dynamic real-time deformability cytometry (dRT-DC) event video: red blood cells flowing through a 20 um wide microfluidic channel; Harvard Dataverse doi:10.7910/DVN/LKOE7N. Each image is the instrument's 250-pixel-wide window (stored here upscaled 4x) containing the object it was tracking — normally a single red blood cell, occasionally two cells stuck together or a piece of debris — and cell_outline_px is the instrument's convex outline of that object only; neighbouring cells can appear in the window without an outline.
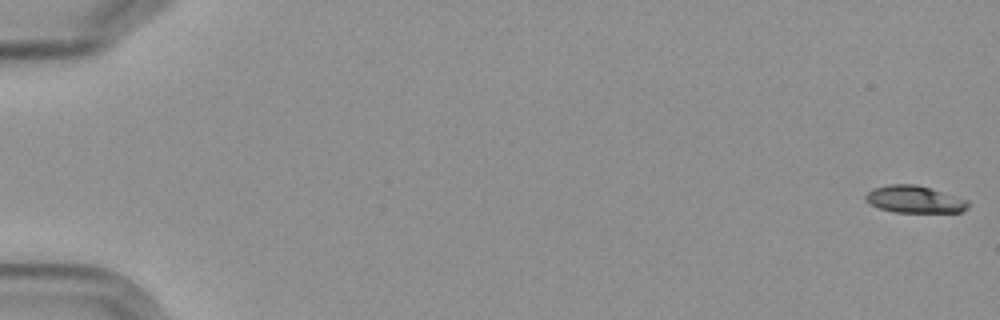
{"species": "Egyptian fruit bat (a non-hibernating species)", "species_latin": "Rousettus aegyptiacus", "temperature_condition": "cold", "stored_images_in_passage": 6, "camera_frame_rate_fps": 3000, "um_per_image_px": 0.085, "frame": {"image": 1, "passage_image": 1, "time_ms": 0.0, "image_size_px": [1000, 320], "cell_outline_px": [[968, 208], [960, 212], [896, 212], [880, 208], [872, 204], [864, 196], [872, 188], [888, 184], [916, 184], [968, 200]], "centroid_in_image_um": [77.73, 16.94], "position_along_channel_um": 7.3, "area_um2": 15.95}}
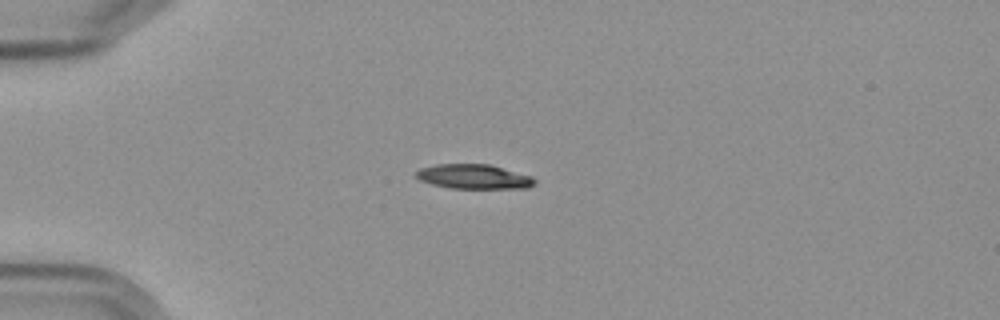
{"frame": {"image": 2, "passage_image": 5, "time_ms": 5.0, "image_size_px": [1000, 320], "cell_outline_px": [[536, 184], [528, 188], [452, 188], [432, 184], [420, 180], [416, 176], [416, 172], [420, 168], [436, 164], [492, 164], [532, 176], [536, 180]], "centroid_in_image_um": [40.32, 15.0], "position_along_channel_um": 44.7, "area_um2": 17.05}}